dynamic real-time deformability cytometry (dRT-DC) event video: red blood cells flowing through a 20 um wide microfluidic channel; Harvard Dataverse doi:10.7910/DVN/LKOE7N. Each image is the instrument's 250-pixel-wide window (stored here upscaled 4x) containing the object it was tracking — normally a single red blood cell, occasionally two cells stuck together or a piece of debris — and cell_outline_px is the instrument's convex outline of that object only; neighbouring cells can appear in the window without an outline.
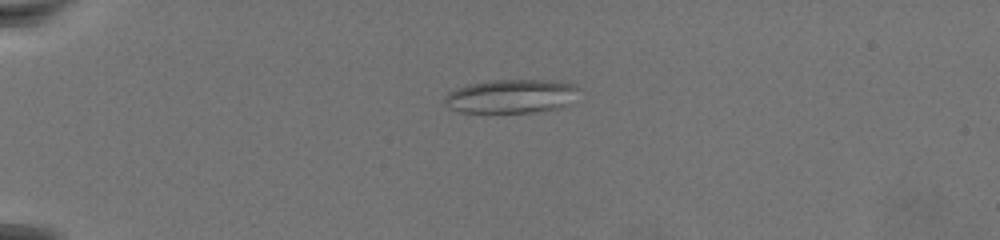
{"species": "common noctule bat (a hibernating species)", "species_latin": "Nyctalus noctula", "temperature_condition": "warm", "stored_images_in_passage": 73, "camera_frame_rate_fps": 3000, "um_per_image_px": 0.085, "animal": {"sex": "female", "body_mass_g": 19.5, "forearm_length_mm": 54.1}, "frame": {"image": 1, "passage_image": 21, "time_ms": 6.667, "image_size_px": [1000, 240], "cell_outline_px": [[580, 88], [568, 104], [556, 108], [528, 112], [460, 112], [452, 108], [444, 100], [448, 92], [468, 84], [492, 80], [540, 80], [576, 84]], "centroid_in_image_um": [43.45, 8.17], "position_along_channel_um": 41.6, "area_um2": 25.89}}
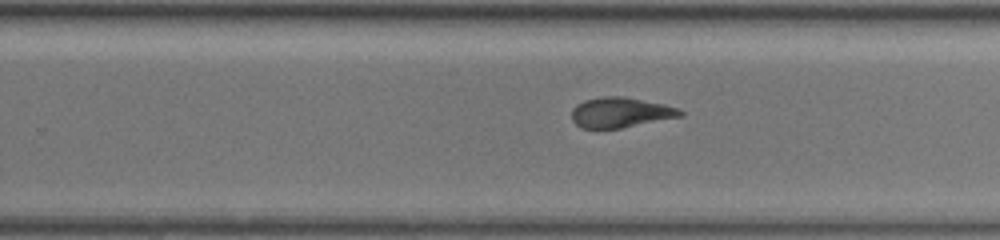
{"frame": {"image": 2, "passage_image": 50, "time_ms": 16.333, "image_size_px": [1000, 240], "cell_outline_px": [[684, 116], [620, 128], [580, 128], [572, 120], [572, 108], [576, 104], [584, 100], [604, 96], [624, 96], [664, 104], [676, 108], [684, 112]], "centroid_in_image_um": [52.73, 9.55], "position_along_channel_um": 277.1, "area_um2": 19.13}}
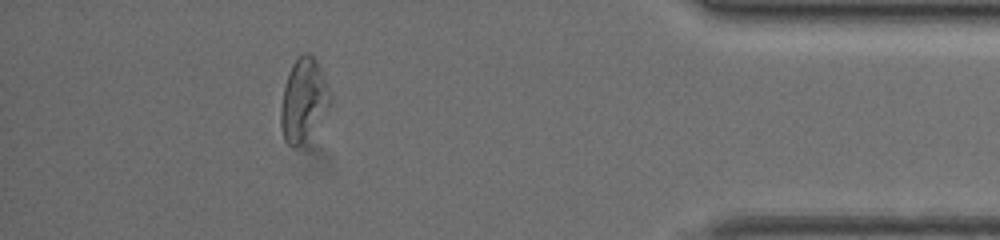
{"frame": {"image": 3, "passage_image": 67, "time_ms": 22.0, "image_size_px": [1000, 240], "cell_outline_px": [[332, 104], [300, 144], [288, 144], [284, 140], [280, 124], [280, 108], [284, 88], [292, 64], [304, 52], [308, 52], [316, 60], [332, 96]], "centroid_in_image_um": [25.79, 8.45], "position_along_channel_um": 409.4, "area_um2": 23.06}}